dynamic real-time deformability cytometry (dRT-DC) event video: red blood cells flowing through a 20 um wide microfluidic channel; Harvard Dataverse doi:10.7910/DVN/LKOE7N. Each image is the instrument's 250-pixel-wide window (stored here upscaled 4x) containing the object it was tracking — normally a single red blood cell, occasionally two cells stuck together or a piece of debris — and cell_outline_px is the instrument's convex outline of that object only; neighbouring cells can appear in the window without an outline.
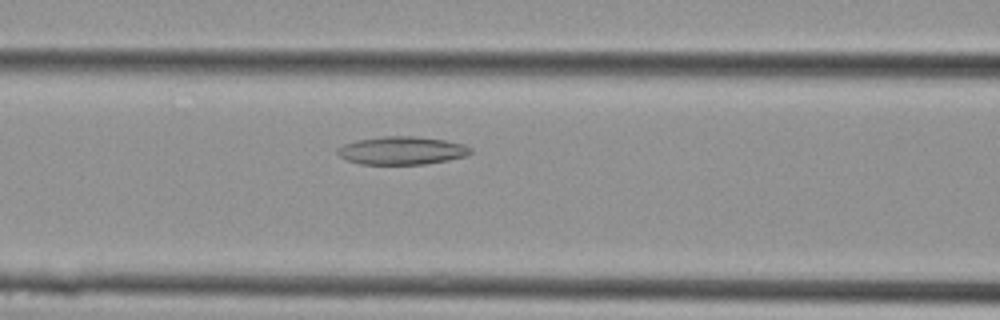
{"species": "Egyptian fruit bat (a non-hibernating species)", "species_latin": "Rousettus aegyptiacus", "temperature_condition": "cold", "stored_images_in_passage": 7, "camera_frame_rate_fps": 3000, "um_per_image_px": 0.085, "animal": {"sex": "female"}, "frame": {"image": 1, "passage_image": 5, "time_ms": 1.333, "image_size_px": [1000, 320], "cell_outline_px": [[472, 152], [468, 156], [428, 164], [360, 164], [348, 160], [340, 156], [336, 152], [336, 148], [344, 144], [356, 140], [384, 136], [412, 136], [444, 140], [464, 144], [472, 148]], "centroid_in_image_um": [34.18, 12.8], "position_along_channel_um": 132.4, "area_um2": 21.85}}
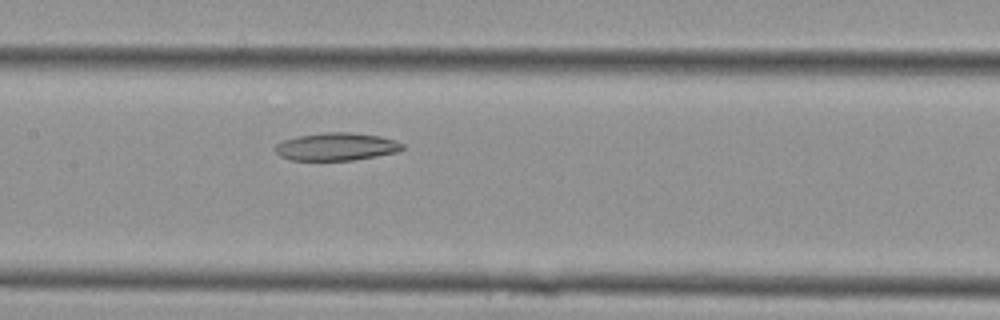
{"frame": {"image": 2, "passage_image": 7, "time_ms": 2.0, "image_size_px": [1000, 320], "cell_outline_px": [[404, 148], [400, 152], [352, 160], [288, 160], [280, 156], [276, 152], [276, 144], [284, 140], [296, 136], [324, 132], [352, 132], [380, 136], [396, 140], [404, 144]], "centroid_in_image_um": [28.62, 12.46], "position_along_channel_um": 178.8, "area_um2": 20.75}}